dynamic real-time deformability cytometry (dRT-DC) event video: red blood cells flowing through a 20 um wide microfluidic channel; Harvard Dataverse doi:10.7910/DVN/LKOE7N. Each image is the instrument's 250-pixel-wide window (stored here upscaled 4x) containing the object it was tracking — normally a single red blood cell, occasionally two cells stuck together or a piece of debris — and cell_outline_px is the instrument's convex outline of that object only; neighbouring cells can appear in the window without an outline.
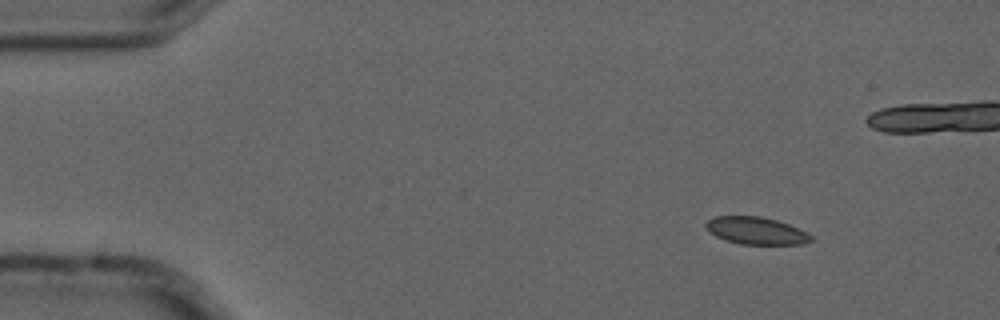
{"species": "common noctule bat (a hibernating species)", "species_latin": "Nyctalus noctula", "temperature_condition": "cold", "stored_images_in_passage": 6, "camera_frame_rate_fps": 3000, "um_per_image_px": 0.085, "animal": {"sex": "male", "forearm_length_mm": 52.5}, "frame": {"image": 1, "passage_image": 1, "time_ms": 0.0, "image_size_px": [1000, 320], "cell_outline_px": [[812, 240], [804, 244], [740, 244], [724, 240], [708, 232], [704, 224], [708, 220], [716, 216], [760, 216], [776, 220], [788, 224], [808, 232], [812, 236]], "centroid_in_image_um": [64.25, 19.61], "position_along_channel_um": 20.7, "area_um2": 16.82}}
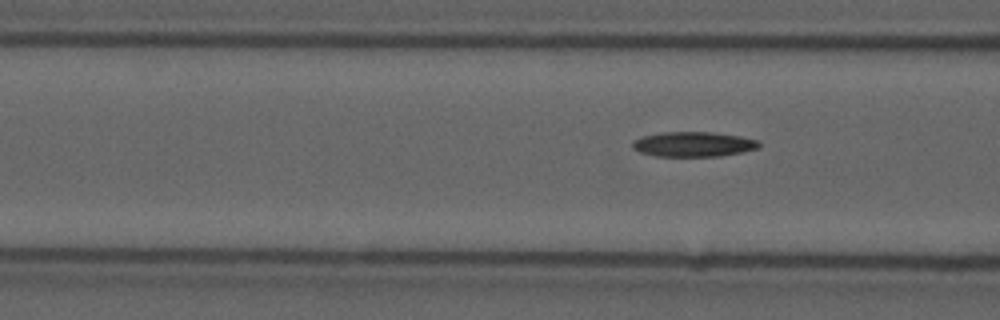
{"frame": {"image": 2, "passage_image": 6, "time_ms": 1.667, "image_size_px": [1000, 320], "cell_outline_px": [[760, 148], [744, 152], [720, 156], [656, 156], [640, 152], [632, 148], [632, 140], [644, 136], [660, 132], [712, 132], [740, 136], [760, 140]], "centroid_in_image_um": [58.97, 12.26], "position_along_channel_um": 107.6, "area_um2": 18.55}}